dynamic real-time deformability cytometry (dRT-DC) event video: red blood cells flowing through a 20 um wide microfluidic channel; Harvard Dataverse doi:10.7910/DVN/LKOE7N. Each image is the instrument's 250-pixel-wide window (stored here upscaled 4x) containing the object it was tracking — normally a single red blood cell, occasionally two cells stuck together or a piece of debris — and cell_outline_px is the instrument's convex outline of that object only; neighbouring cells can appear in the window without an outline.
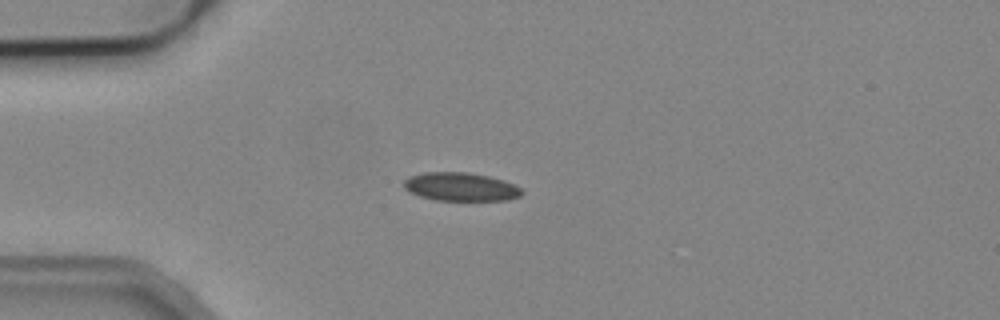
{"species": "common noctule bat (a hibernating species)", "species_latin": "Nyctalus noctula", "temperature_condition": "cold", "stored_images_in_passage": 1, "camera_frame_rate_fps": 3000, "um_per_image_px": 0.085, "animal": {"sex": "male", "body_mass_g": 19.2, "forearm_length_mm": 51.8}, "frame": {"image": 1, "passage_image": 1, "time_ms": 0.0, "image_size_px": [1000, 320], "cell_outline_px": [[524, 192], [520, 196], [508, 200], [436, 200], [420, 196], [408, 192], [404, 188], [404, 180], [412, 176], [424, 172], [468, 172], [488, 176], [504, 180], [520, 188]], "centroid_in_image_um": [39.16, 15.88], "position_along_channel_um": 45.8, "area_um2": 19.48}}